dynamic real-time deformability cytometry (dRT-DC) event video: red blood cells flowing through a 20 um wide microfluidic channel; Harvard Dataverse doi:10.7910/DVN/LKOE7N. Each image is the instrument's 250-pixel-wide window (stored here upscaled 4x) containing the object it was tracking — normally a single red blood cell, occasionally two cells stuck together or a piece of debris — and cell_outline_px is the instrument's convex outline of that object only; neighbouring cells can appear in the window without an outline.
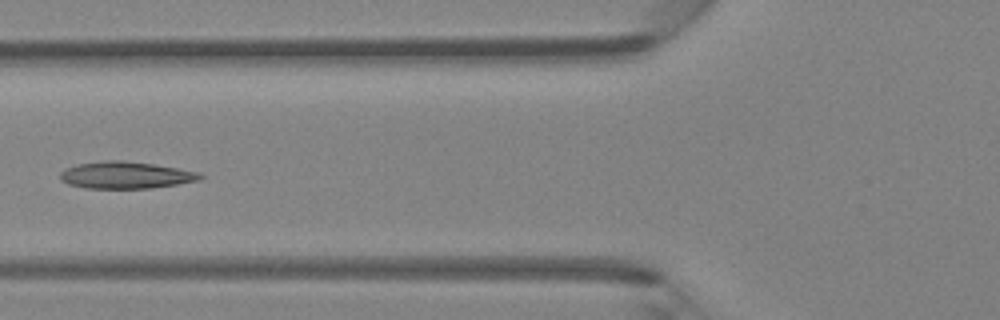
{"species": "Egyptian fruit bat (a non-hibernating species)", "species_latin": "Rousettus aegyptiacus", "temperature_condition": "room temperature", "stored_images_in_passage": 5, "camera_frame_rate_fps": 3000, "um_per_image_px": 0.085, "animal": {"sex": "female"}, "frame": {"image": 1, "passage_image": 4, "time_ms": 4.333, "image_size_px": [1000, 320], "cell_outline_px": [[204, 176], [200, 180], [152, 188], [84, 188], [68, 184], [60, 180], [60, 172], [64, 168], [76, 164], [104, 160], [124, 160], [152, 164], [200, 172]], "centroid_in_image_um": [10.65, 14.88], "position_along_channel_um": 115.2, "area_um2": 22.08}}
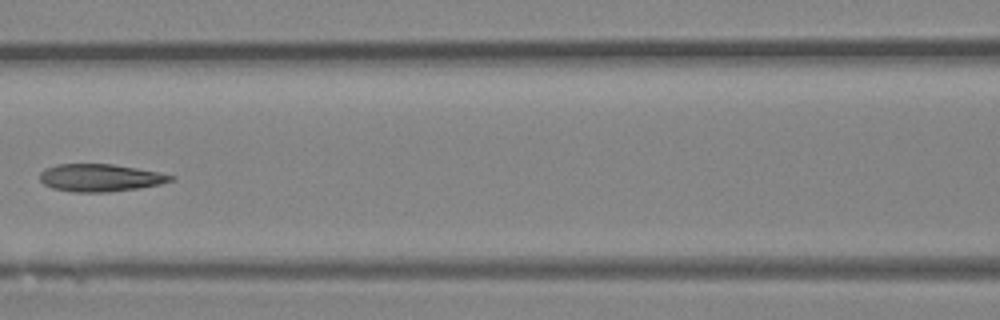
{"frame": {"image": 2, "passage_image": 5, "time_ms": 5.333, "image_size_px": [1000, 320], "cell_outline_px": [[176, 180], [160, 184], [140, 188], [108, 192], [72, 192], [52, 188], [44, 184], [40, 180], [40, 172], [44, 168], [56, 164], [112, 164], [160, 172], [176, 176]], "centroid_in_image_um": [8.54, 15.11], "position_along_channel_um": 158.1, "area_um2": 21.21}}